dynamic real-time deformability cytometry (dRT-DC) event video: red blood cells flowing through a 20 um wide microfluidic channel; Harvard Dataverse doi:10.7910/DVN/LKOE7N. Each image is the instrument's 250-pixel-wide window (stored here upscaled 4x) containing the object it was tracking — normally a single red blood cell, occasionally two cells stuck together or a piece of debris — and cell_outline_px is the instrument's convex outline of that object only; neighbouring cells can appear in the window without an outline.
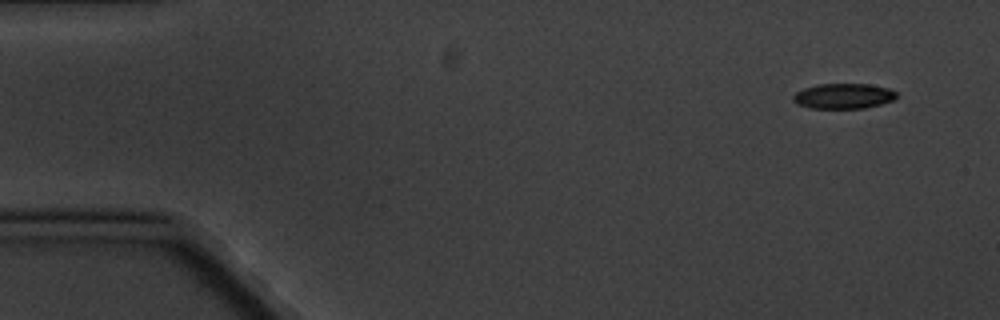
{"species": "common noctule bat (a hibernating species)", "species_latin": "Nyctalus noctula", "temperature_condition": "cold", "stored_images_in_passage": 6, "camera_frame_rate_fps": 3000, "um_per_image_px": 0.085, "animal": {"sex": "male", "body_mass_g": 20.1, "forearm_length_mm": 53.5}, "frame": {"image": 1, "passage_image": 1, "time_ms": 0.0, "image_size_px": [1000, 320], "cell_outline_px": [[896, 96], [892, 100], [880, 104], [864, 108], [812, 108], [800, 104], [792, 100], [792, 96], [796, 92], [804, 88], [816, 84], [868, 84], [892, 88], [896, 92]], "centroid_in_image_um": [71.7, 8.15], "position_along_channel_um": 13.3, "area_um2": 15.14}}
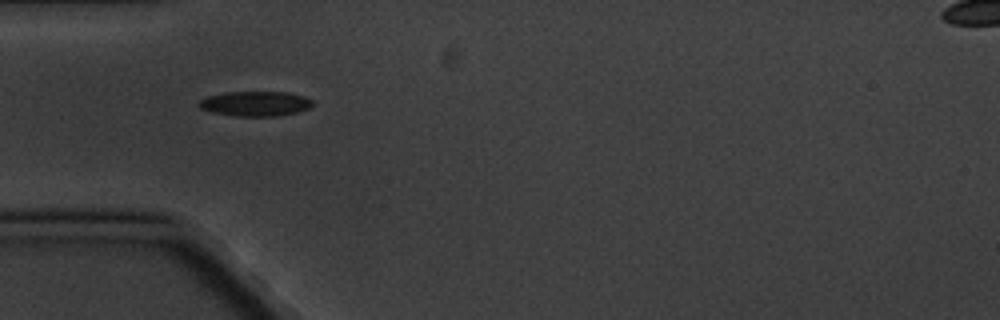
{"frame": {"image": 2, "passage_image": 5, "time_ms": 4.667, "image_size_px": [1000, 320], "cell_outline_px": [[312, 104], [308, 108], [296, 112], [280, 116], [236, 116], [212, 112], [200, 108], [196, 104], [200, 100], [208, 96], [228, 92], [288, 92], [304, 96], [312, 100]], "centroid_in_image_um": [21.69, 8.81], "position_along_channel_um": 63.3, "area_um2": 16.42}}